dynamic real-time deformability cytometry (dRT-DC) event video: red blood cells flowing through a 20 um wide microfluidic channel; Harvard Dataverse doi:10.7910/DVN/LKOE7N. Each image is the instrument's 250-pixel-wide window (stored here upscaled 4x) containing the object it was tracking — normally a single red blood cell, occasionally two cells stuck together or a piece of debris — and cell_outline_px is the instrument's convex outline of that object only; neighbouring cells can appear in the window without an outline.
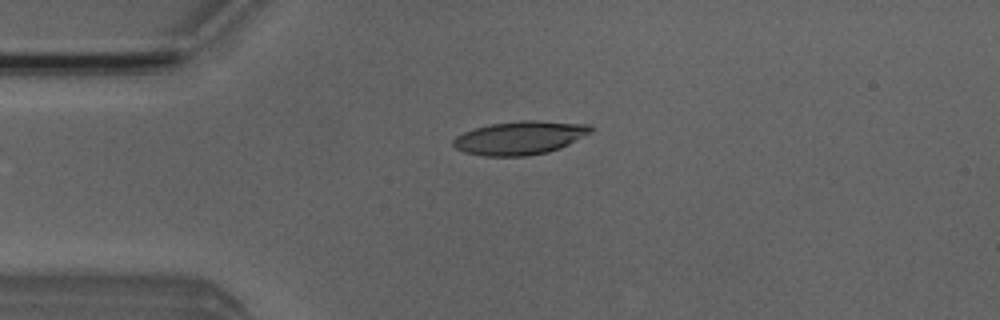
{"species": "Egyptian fruit bat (a non-hibernating species)", "species_latin": "Rousettus aegyptiacus", "temperature_condition": "room temperature", "stored_images_in_passage": 18, "camera_frame_rate_fps": 3000, "um_per_image_px": 0.085, "animal": {"sex": "male"}, "frame": {"image": 1, "passage_image": 12, "time_ms": 3.667, "image_size_px": [1000, 320], "cell_outline_px": [[596, 128], [568, 144], [560, 148], [548, 152], [528, 156], [484, 156], [464, 152], [456, 148], [452, 144], [452, 140], [456, 136], [464, 132], [476, 128], [492, 124], [524, 120], [536, 120], [588, 124]], "centroid_in_image_um": [44.18, 11.72], "position_along_channel_um": 40.8, "area_um2": 26.65}}